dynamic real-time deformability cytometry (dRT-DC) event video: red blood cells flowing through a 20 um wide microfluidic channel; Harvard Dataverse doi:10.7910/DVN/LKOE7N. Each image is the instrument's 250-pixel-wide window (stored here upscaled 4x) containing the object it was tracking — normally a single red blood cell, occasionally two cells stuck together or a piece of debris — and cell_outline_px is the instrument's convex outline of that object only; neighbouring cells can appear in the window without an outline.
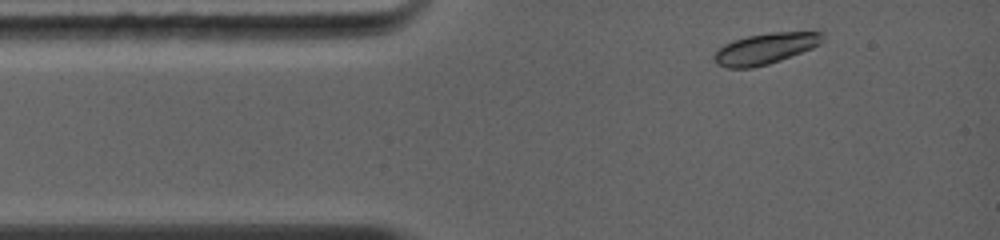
{"species": "common noctule bat (a hibernating species)", "species_latin": "Nyctalus noctula", "temperature_condition": "warm", "stored_images_in_passage": 3, "camera_frame_rate_fps": 5000, "um_per_image_px": 0.085, "animal": {"sex": "female", "body_mass_g": 19.0, "forearm_length_mm": 56.7}, "frame": {"image": 1, "passage_image": 1, "time_ms": 0.0, "image_size_px": [1000, 240], "cell_outline_px": [[824, 40], [820, 44], [812, 48], [780, 60], [768, 64], [752, 68], [728, 68], [716, 64], [712, 56], [716, 48], [732, 40], [748, 36], [772, 32], [824, 32]], "centroid_in_image_um": [65.01, 4.13], "position_along_channel_um": 20.0, "area_um2": 19.71}}